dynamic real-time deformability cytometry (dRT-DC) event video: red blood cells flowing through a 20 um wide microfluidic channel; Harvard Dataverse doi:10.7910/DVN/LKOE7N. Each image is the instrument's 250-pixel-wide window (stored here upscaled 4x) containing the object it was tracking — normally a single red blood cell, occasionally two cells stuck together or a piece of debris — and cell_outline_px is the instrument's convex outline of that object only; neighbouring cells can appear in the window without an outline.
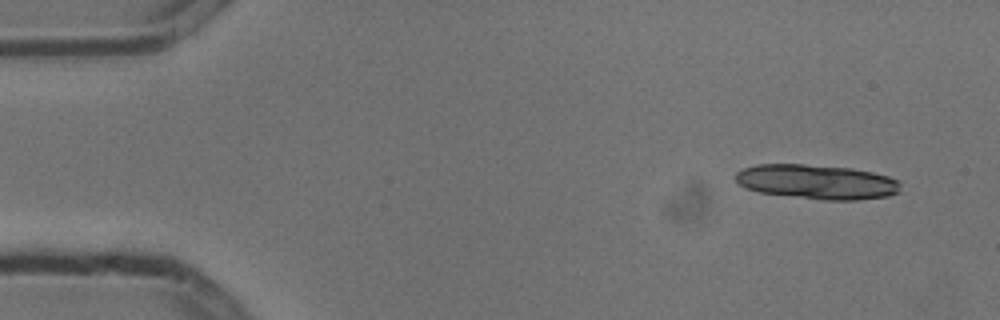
{"species": "common noctule bat (a hibernating species)", "species_latin": "Nyctalus noctula", "temperature_condition": "cold", "stored_images_in_passage": 7, "camera_frame_rate_fps": 3000, "um_per_image_px": 0.085, "animal": {"sex": "male", "body_mass_g": 13.3}, "frame": {"image": 1, "passage_image": 1, "time_ms": 0.0, "image_size_px": [1000, 320], "cell_outline_px": [[900, 192], [888, 196], [856, 200], [824, 200], [760, 192], [748, 188], [740, 184], [736, 180], [736, 172], [744, 168], [756, 164], [804, 164], [852, 168], [872, 172], [888, 176], [900, 180]], "centroid_in_image_um": [69.48, 15.45], "position_along_channel_um": 15.5, "area_um2": 33.18}}
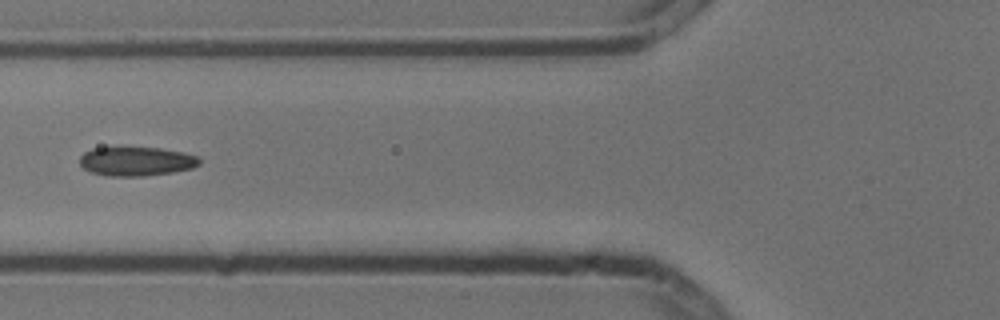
{"frame": {"image": 2, "passage_image": 6, "time_ms": 1.667, "image_size_px": [1000, 320], "cell_outline_px": [[200, 164], [192, 168], [172, 172], [144, 176], [108, 176], [92, 172], [84, 168], [80, 164], [80, 156], [84, 152], [92, 148], [120, 144], [160, 148], [184, 152], [196, 156], [200, 160]], "centroid_in_image_um": [11.54, 13.66], "position_along_channel_um": 114.3, "area_um2": 21.1}}
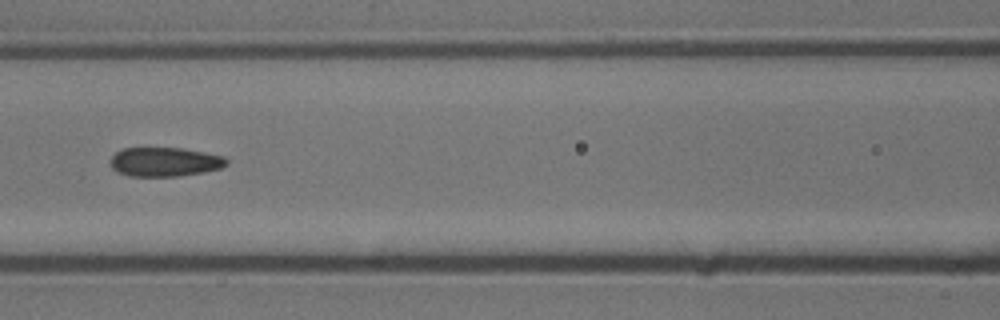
{"frame": {"image": 3, "passage_image": 7, "time_ms": 2.0, "image_size_px": [1000, 320], "cell_outline_px": [[228, 164], [220, 168], [204, 172], [180, 176], [128, 176], [112, 168], [112, 156], [120, 148], [184, 148], [224, 156], [228, 160]], "centroid_in_image_um": [14.04, 13.75], "position_along_channel_um": 152.6, "area_um2": 19.71}}